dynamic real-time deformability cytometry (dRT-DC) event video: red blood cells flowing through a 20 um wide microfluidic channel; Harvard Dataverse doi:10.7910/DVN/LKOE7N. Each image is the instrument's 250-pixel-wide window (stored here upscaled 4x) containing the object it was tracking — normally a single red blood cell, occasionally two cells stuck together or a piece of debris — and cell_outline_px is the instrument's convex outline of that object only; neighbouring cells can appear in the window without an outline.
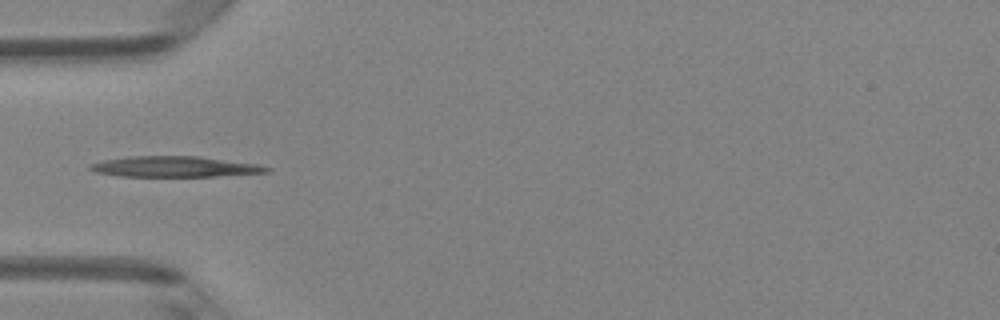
{"species": "Egyptian fruit bat (a non-hibernating species)", "species_latin": "Rousettus aegyptiacus", "temperature_condition": "room temperature", "stored_images_in_passage": 4, "camera_frame_rate_fps": 3000, "um_per_image_px": 0.085, "animal": {"sex": "female"}, "frame": {"image": 1, "passage_image": 3, "time_ms": 0.667, "image_size_px": [1000, 320], "cell_outline_px": [[272, 168], [268, 172], [216, 176], [120, 176], [96, 172], [88, 168], [88, 164], [100, 160], [124, 156], [200, 156], [260, 164]], "centroid_in_image_um": [14.82, 14.15], "position_along_channel_um": 70.2, "area_um2": 21.5}}
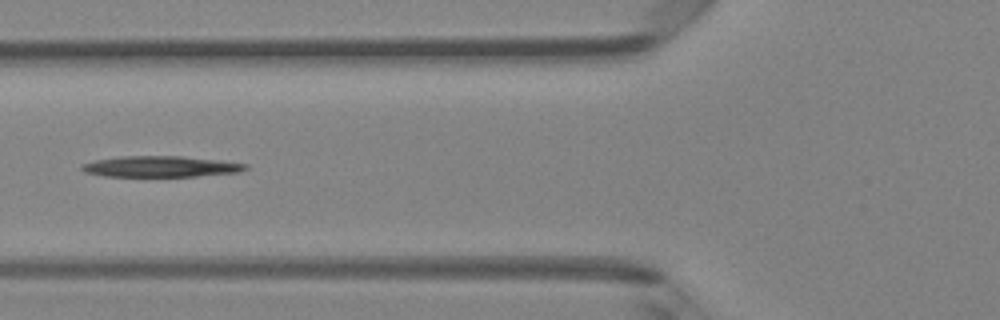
{"frame": {"image": 2, "passage_image": 4, "time_ms": 1.0, "image_size_px": [1000, 320], "cell_outline_px": [[248, 168], [240, 172], [196, 176], [104, 176], [84, 172], [80, 168], [80, 164], [96, 160], [120, 156], [180, 156], [216, 160], [248, 164]], "centroid_in_image_um": [13.62, 14.15], "position_along_channel_um": 112.2, "area_um2": 19.88}}